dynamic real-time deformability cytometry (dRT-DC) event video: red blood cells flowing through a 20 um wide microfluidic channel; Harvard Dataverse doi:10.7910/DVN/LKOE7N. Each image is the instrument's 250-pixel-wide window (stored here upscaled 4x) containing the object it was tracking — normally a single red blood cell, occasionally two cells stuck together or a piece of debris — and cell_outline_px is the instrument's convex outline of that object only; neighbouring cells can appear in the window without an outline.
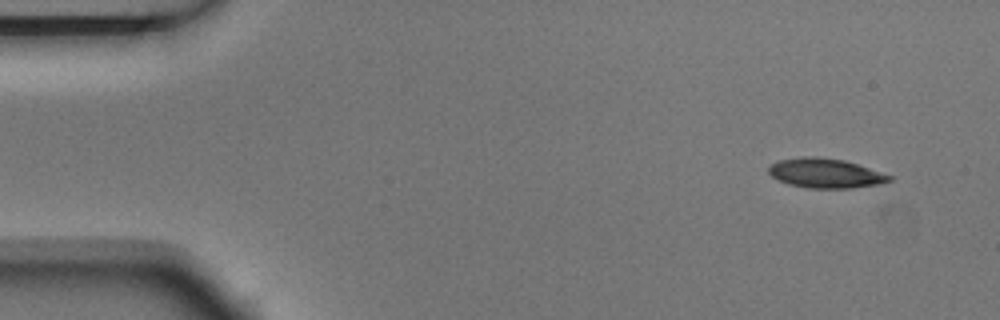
{"species": "Egyptian fruit bat (a non-hibernating species)", "species_latin": "Rousettus aegyptiacus", "temperature_condition": "room temperature", "stored_images_in_passage": 4, "camera_frame_rate_fps": 3000, "um_per_image_px": 0.085, "animal": {"sex": "male"}, "frame": {"image": 1, "passage_image": 1, "time_ms": 0.0, "image_size_px": [1000, 320], "cell_outline_px": [[892, 180], [880, 184], [852, 188], [808, 188], [788, 184], [772, 176], [768, 172], [768, 168], [776, 160], [800, 156], [816, 156], [844, 160], [892, 176]], "centroid_in_image_um": [70.13, 14.71], "position_along_channel_um": 14.9, "area_um2": 20.75}}
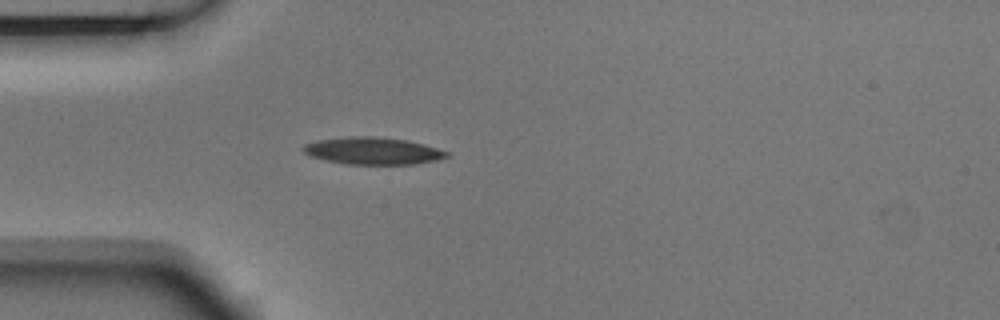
{"frame": {"image": 2, "passage_image": 4, "time_ms": 1.0, "image_size_px": [1000, 320], "cell_outline_px": [[452, 152], [448, 156], [436, 160], [416, 164], [348, 164], [324, 160], [312, 156], [304, 152], [300, 148], [304, 144], [316, 140], [348, 136], [376, 136], [408, 140], [424, 144]], "centroid_in_image_um": [31.7, 12.81], "position_along_channel_um": 53.3, "area_um2": 22.95}}